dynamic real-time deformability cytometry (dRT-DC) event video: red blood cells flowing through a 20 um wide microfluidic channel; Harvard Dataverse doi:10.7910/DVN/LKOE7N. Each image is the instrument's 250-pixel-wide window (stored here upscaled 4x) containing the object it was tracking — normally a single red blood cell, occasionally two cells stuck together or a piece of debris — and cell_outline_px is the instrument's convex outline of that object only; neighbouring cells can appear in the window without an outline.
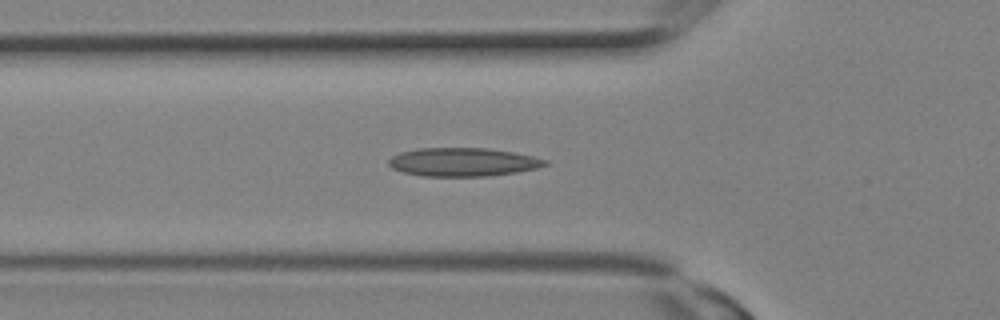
{"species": "Egyptian fruit bat (a non-hibernating species)", "species_latin": "Rousettus aegyptiacus", "temperature_condition": "room temperature", "stored_images_in_passage": 7, "camera_frame_rate_fps": 3000, "um_per_image_px": 0.085, "animal": {"sex": "female"}, "frame": {"image": 1, "passage_image": 5, "time_ms": 1.333, "image_size_px": [1000, 320], "cell_outline_px": [[552, 164], [536, 168], [516, 172], [488, 176], [424, 176], [404, 172], [392, 168], [388, 164], [388, 160], [392, 156], [400, 152], [420, 148], [488, 148], [512, 152], [532, 156], [548, 160]], "centroid_in_image_um": [39.37, 13.77], "position_along_channel_um": 86.4, "area_um2": 25.95}}
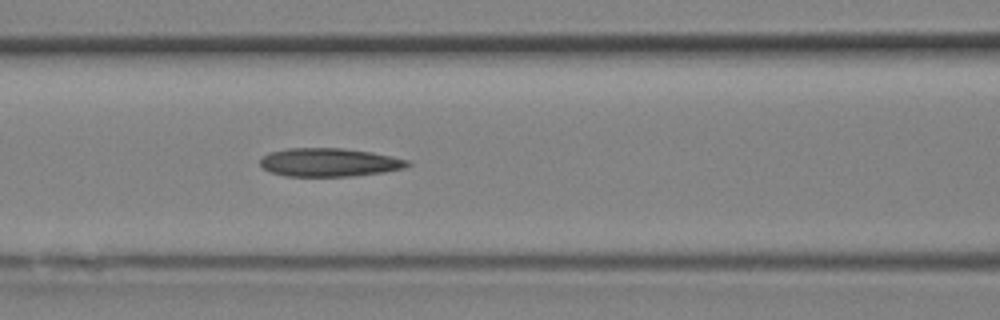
{"frame": {"image": 2, "passage_image": 7, "time_ms": 2.0, "image_size_px": [1000, 320], "cell_outline_px": [[412, 164], [404, 168], [384, 172], [352, 176], [284, 176], [272, 172], [264, 168], [260, 164], [260, 156], [268, 152], [288, 148], [344, 148], [372, 152], [408, 160]], "centroid_in_image_um": [27.97, 13.79], "position_along_channel_um": 138.6, "area_um2": 24.51}}